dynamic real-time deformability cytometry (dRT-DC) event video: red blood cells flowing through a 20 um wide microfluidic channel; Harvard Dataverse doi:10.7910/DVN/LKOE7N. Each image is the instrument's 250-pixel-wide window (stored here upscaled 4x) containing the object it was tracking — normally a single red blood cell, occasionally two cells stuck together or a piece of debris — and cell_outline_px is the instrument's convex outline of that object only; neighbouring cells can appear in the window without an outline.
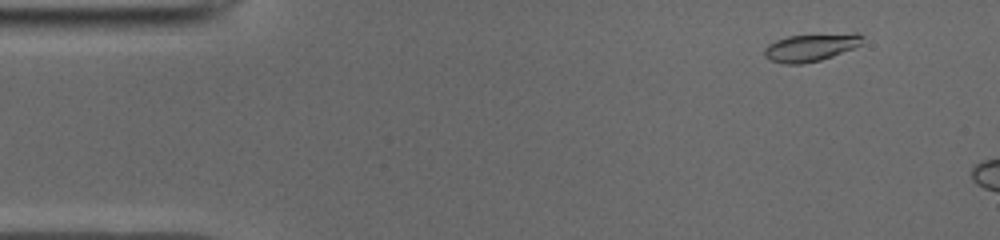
{"species": "common noctule bat (a hibernating species)", "species_latin": "Nyctalus noctula", "temperature_condition": "cold", "stored_images_in_passage": 8, "camera_frame_rate_fps": 3000, "um_per_image_px": 0.085, "animal": {"sex": "male", "body_mass_g": 19.0, "forearm_length_mm": 50.8}, "frame": {"image": 1, "passage_image": 4, "time_ms": 1.0, "image_size_px": [1000, 240], "cell_outline_px": [[864, 36], [860, 44], [852, 48], [832, 56], [820, 60], [800, 64], [784, 64], [772, 60], [764, 56], [764, 48], [768, 44], [776, 40], [788, 36], [856, 32]], "centroid_in_image_um": [68.9, 4.01], "position_along_channel_um": 16.1, "area_um2": 15.72}}